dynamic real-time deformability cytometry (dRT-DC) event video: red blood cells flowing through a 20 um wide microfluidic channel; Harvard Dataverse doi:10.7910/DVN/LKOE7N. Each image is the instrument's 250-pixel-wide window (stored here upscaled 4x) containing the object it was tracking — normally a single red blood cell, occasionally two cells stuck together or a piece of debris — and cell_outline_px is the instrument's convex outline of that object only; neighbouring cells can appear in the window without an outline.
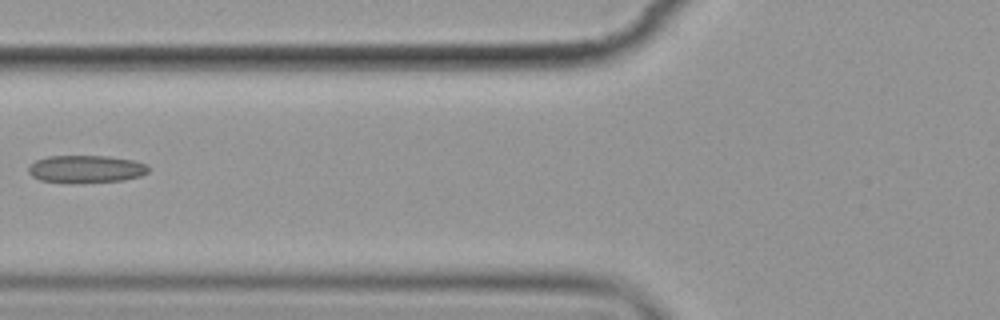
{"species": "common noctule bat (a hibernating species)", "species_latin": "Nyctalus noctula", "temperature_condition": "cold", "stored_images_in_passage": 8, "camera_frame_rate_fps": 3000, "um_per_image_px": 0.085, "animal": {"sex": "female", "body_mass_g": 19.9}, "frame": {"image": 1, "passage_image": 5, "time_ms": 5.667, "image_size_px": [1000, 320], "cell_outline_px": [[148, 172], [140, 176], [124, 180], [72, 184], [40, 180], [32, 176], [28, 172], [28, 164], [36, 160], [48, 156], [108, 156], [132, 160], [148, 164]], "centroid_in_image_um": [7.28, 14.38], "position_along_channel_um": 118.5, "area_um2": 19.59}}
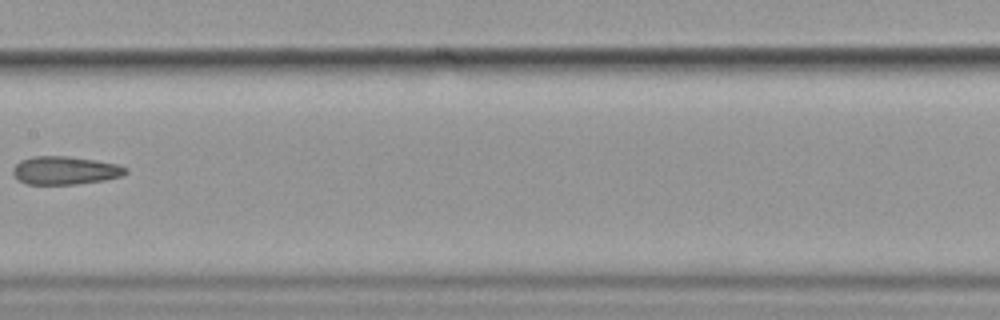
{"frame": {"image": 2, "passage_image": 7, "time_ms": 8.0, "image_size_px": [1000, 320], "cell_outline_px": [[128, 172], [120, 176], [104, 180], [76, 184], [28, 184], [20, 180], [12, 172], [12, 168], [20, 160], [32, 156], [68, 156], [96, 160], [116, 164], [128, 168]], "centroid_in_image_um": [5.53, 14.47], "position_along_channel_um": 201.9, "area_um2": 18.44}}
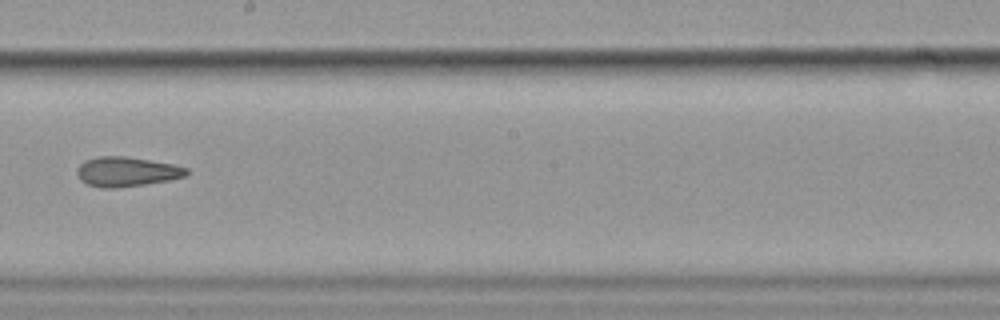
{"frame": {"image": 3, "passage_image": 8, "time_ms": 9.0, "image_size_px": [1000, 320], "cell_outline_px": [[188, 172], [184, 176], [168, 180], [144, 184], [116, 188], [100, 188], [88, 184], [80, 180], [76, 172], [76, 168], [84, 160], [96, 156], [128, 156], [172, 164], [188, 168]], "centroid_in_image_um": [10.71, 14.58], "position_along_channel_um": 237.5, "area_um2": 18.96}}